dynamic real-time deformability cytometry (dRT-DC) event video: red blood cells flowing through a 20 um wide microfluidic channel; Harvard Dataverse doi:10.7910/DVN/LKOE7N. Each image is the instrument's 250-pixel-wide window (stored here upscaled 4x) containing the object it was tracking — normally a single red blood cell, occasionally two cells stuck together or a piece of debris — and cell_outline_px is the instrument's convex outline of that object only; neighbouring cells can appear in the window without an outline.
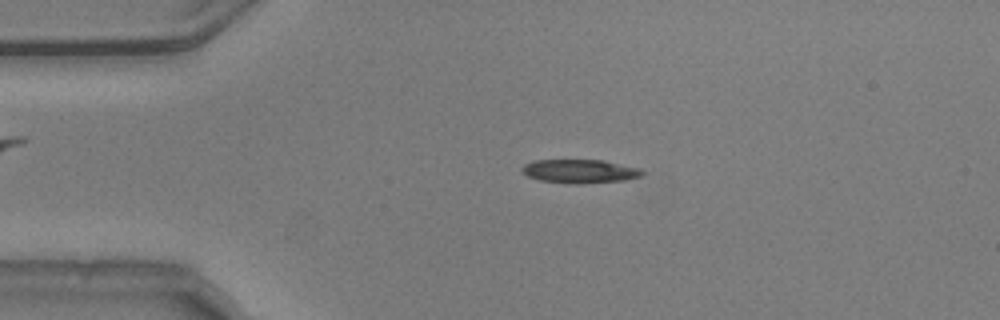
{"species": "common noctule bat (a hibernating species)", "species_latin": "Nyctalus noctula", "temperature_condition": "warm", "stored_images_in_passage": 44, "camera_frame_rate_fps": 3000, "um_per_image_px": 0.085, "animal": {"sex": "male", "body_mass_g": 20.5, "forearm_length_mm": 52.5}, "frame": {"image": 1, "passage_image": 2, "time_ms": 0.333, "image_size_px": [1000, 320], "cell_outline_px": [[644, 172], [640, 176], [628, 180], [576, 184], [540, 180], [528, 176], [520, 168], [524, 164], [532, 160], [604, 160], [640, 168]], "centroid_in_image_um": [49.3, 14.55], "position_along_channel_um": 35.7, "area_um2": 16.59}}
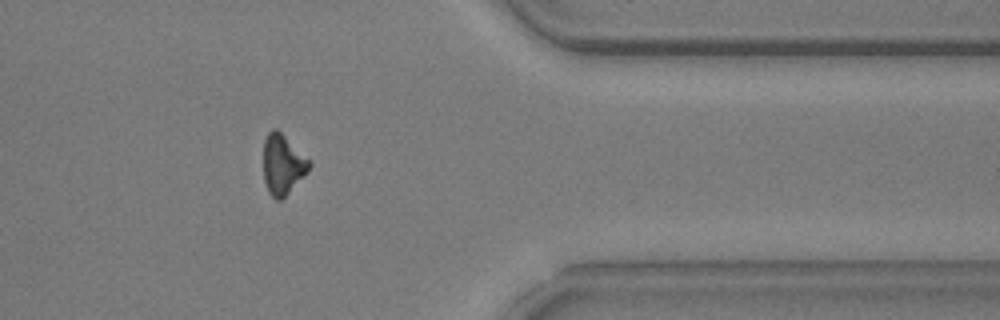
{"frame": {"image": 2, "passage_image": 34, "time_ms": 11.0, "image_size_px": [1000, 320], "cell_outline_px": [[312, 164], [308, 172], [280, 200], [276, 200], [268, 192], [264, 180], [264, 140], [268, 132], [272, 128], [276, 128], [312, 160]], "centroid_in_image_um": [24.05, 13.95], "position_along_channel_um": 387.3, "area_um2": 16.13}}
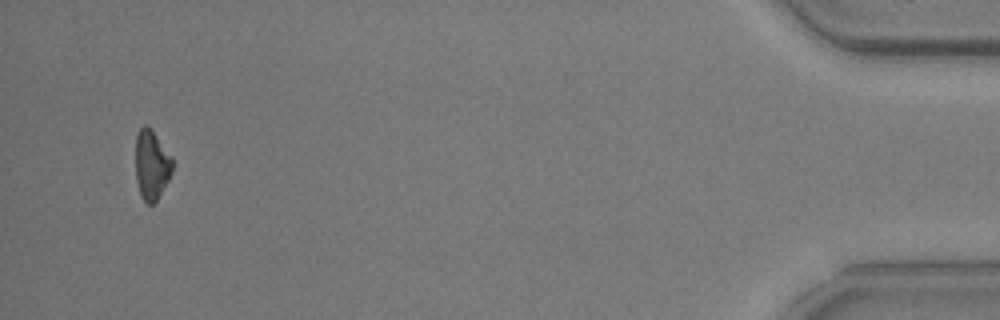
{"frame": {"image": 3, "passage_image": 42, "time_ms": 13.667, "image_size_px": [1000, 320], "cell_outline_px": [[172, 172], [168, 180], [156, 200], [152, 204], [148, 204], [140, 196], [136, 180], [136, 136], [140, 128], [144, 124], [152, 128], [172, 156]], "centroid_in_image_um": [12.88, 13.97], "position_along_channel_um": 422.3, "area_um2": 15.03}, "authors_computed_cell_mechanics": {"area_um2": 16.5886, "velocity_mm_per_s": 3.7718, "shape_relaxation_time_tau1_ms": 3.2057, "shape_relaxation_time_tau2_ms": 6.1749, "deformation_change_tau1": 0.1599, "deformation_change_tau2": 0.188}}